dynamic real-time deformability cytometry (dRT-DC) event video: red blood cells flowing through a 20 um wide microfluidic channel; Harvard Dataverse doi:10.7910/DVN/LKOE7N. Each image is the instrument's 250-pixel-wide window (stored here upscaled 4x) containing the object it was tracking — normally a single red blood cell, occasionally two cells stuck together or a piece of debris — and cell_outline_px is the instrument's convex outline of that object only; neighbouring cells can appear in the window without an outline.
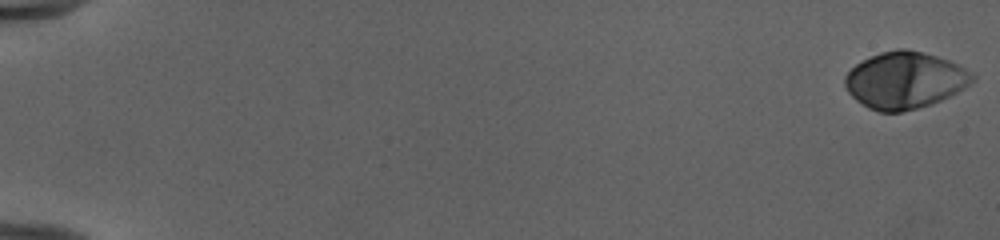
{"species": "human", "species_latin": "Homo sapiens", "temperature_condition": "cold", "stored_images_in_passage": 53, "camera_frame_rate_fps": 3000, "um_per_image_px": 0.085, "donor": {"sex": "female"}, "frame": {"image": 1, "passage_image": 1, "time_ms": 0.0, "image_size_px": [1000, 240], "cell_outline_px": [[976, 80], [964, 88], [932, 104], [900, 112], [880, 112], [868, 108], [856, 100], [848, 92], [844, 84], [844, 76], [856, 64], [880, 52], [896, 48], [904, 48], [924, 52], [948, 60], [964, 68], [976, 76]], "centroid_in_image_um": [76.9, 6.82], "position_along_channel_um": 8.1, "area_um2": 42.02}}
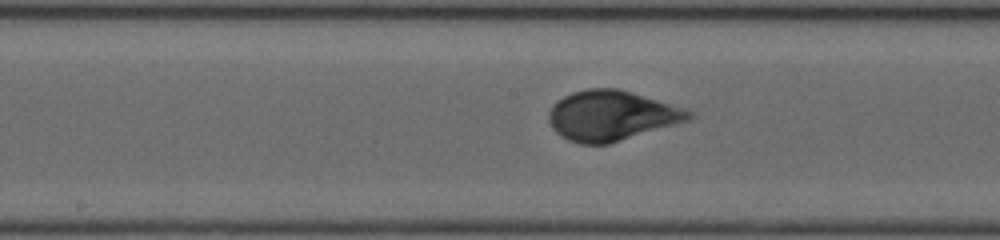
{"frame": {"image": 2, "passage_image": 30, "time_ms": 9.667, "image_size_px": [1000, 240], "cell_outline_px": [[696, 112], [692, 120], [608, 144], [580, 144], [568, 140], [560, 136], [556, 132], [548, 120], [548, 112], [552, 104], [556, 100], [572, 92], [588, 88], [620, 88], [684, 108]], "centroid_in_image_um": [51.99, 9.82], "position_along_channel_um": 196.2, "area_um2": 41.27}}
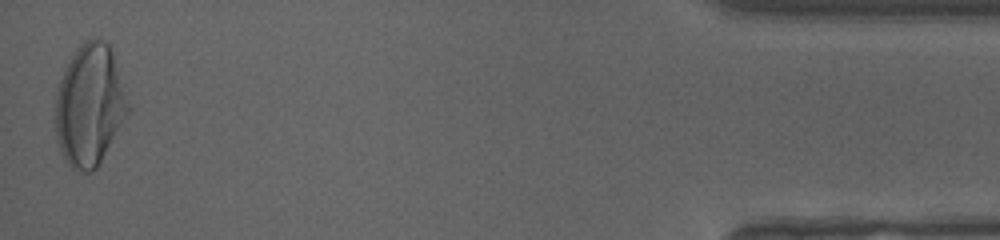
{"frame": {"image": 3, "passage_image": 53, "time_ms": 17.333, "image_size_px": [1000, 240], "cell_outline_px": [[132, 112], [100, 164], [92, 172], [80, 172], [72, 168], [68, 164], [60, 152], [56, 140], [56, 88], [68, 60], [76, 48], [84, 40], [92, 36], [96, 36], [104, 40], [108, 44], [112, 52], [132, 108]], "centroid_in_image_um": [7.65, 8.96], "position_along_channel_um": 427.5, "area_um2": 52.83}, "authors_computed_cell_mechanics": {"area_um2": 40.6912, "velocity_mm_per_s": 3.9794, "shape_relaxation_time_tau1_ms": 3.8551, "shape_relaxation_time_tau2_ms": null, "deformation_change_tau1": 0.2031, "deformation_change_tau2": null}}